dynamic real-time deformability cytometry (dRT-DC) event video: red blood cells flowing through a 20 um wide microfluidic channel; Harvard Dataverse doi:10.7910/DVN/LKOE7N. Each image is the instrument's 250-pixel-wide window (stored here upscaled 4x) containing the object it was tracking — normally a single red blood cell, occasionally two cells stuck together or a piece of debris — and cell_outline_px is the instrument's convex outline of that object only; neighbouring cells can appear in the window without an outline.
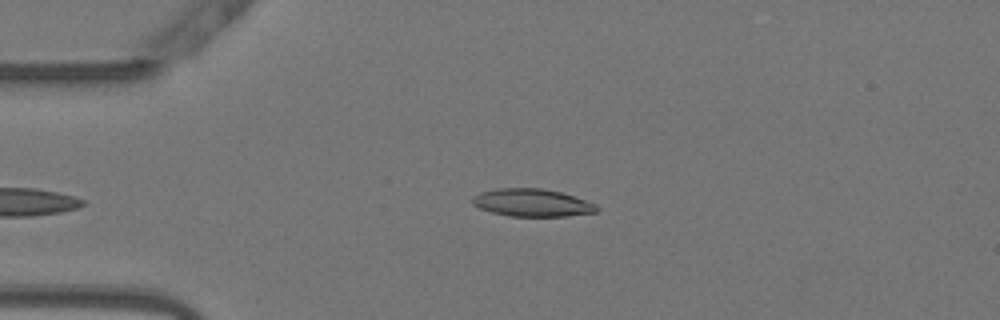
{"species": "Egyptian fruit bat (a non-hibernating species)", "species_latin": "Rousettus aegyptiacus", "temperature_condition": "warm", "stored_images_in_passage": 38, "camera_frame_rate_fps": 3000, "um_per_image_px": 0.085, "animal": {"sex": "female"}, "frame": {"image": 1, "passage_image": 2, "time_ms": 0.333, "image_size_px": [1000, 320], "cell_outline_px": [[600, 208], [596, 212], [568, 216], [508, 216], [492, 212], [480, 208], [472, 204], [472, 196], [480, 192], [496, 188], [544, 188], [560, 192], [596, 204]], "centroid_in_image_um": [45.21, 17.23], "position_along_channel_um": 39.8, "area_um2": 20.06}}
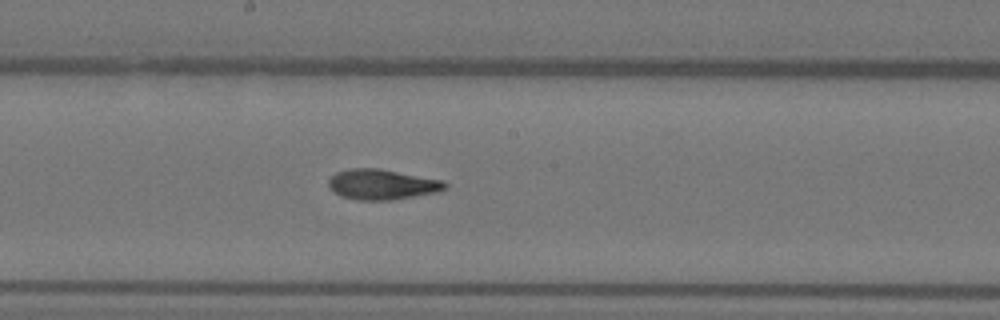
{"frame": {"image": 2, "passage_image": 18, "time_ms": 5.667, "image_size_px": [1000, 320], "cell_outline_px": [[448, 188], [436, 192], [392, 200], [356, 200], [340, 196], [328, 188], [328, 180], [336, 172], [348, 168], [376, 168], [444, 180], [448, 184]], "centroid_in_image_um": [32.45, 15.68], "position_along_channel_um": 215.7, "area_um2": 20.69}}
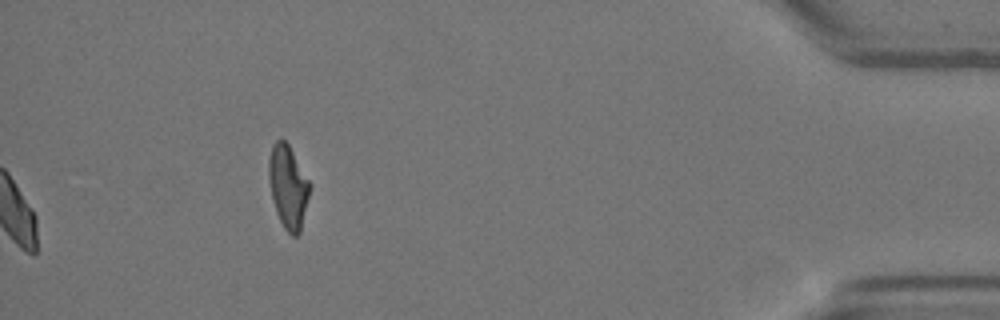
{"frame": {"image": 3, "passage_image": 38, "time_ms": 12.333, "image_size_px": [1000, 320], "cell_outline_px": [[312, 184], [300, 232], [296, 236], [292, 236], [284, 228], [276, 212], [272, 200], [268, 176], [268, 160], [272, 144], [276, 140], [284, 140], [288, 144]], "centroid_in_image_um": [24.49, 15.87], "position_along_channel_um": 410.7, "area_um2": 20.0}, "authors_computed_cell_mechanics": {"area_um2": 19.9988, "velocity_mm_per_s": 3.8176, "shape_relaxation_time_tau1_ms": 8.1134, "shape_relaxation_time_tau2_ms": 2.7033, "deformation_change_tau1": 0.258, "deformation_change_tau2": 0.112}}